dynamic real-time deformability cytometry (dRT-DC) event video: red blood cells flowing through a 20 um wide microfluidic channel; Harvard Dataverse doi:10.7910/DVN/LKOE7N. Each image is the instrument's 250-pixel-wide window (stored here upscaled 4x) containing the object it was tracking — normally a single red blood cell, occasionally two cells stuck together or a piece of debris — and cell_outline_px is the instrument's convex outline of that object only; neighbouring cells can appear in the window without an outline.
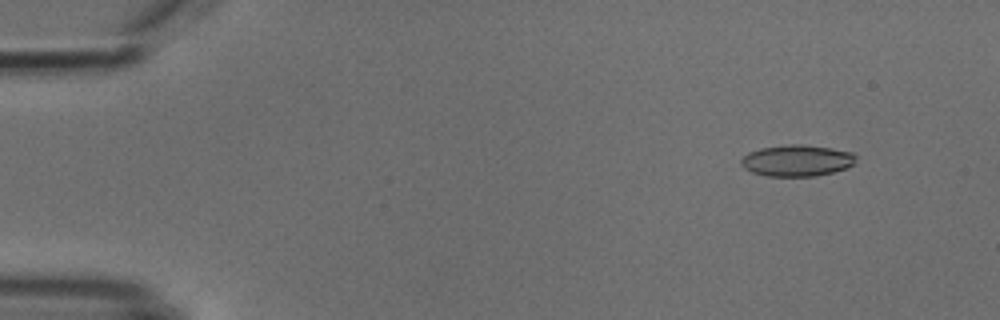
{"species": "common noctule bat (a hibernating species)", "species_latin": "Nyctalus noctula", "temperature_condition": "cold", "stored_images_in_passage": 4, "camera_frame_rate_fps": 3000, "um_per_image_px": 0.085, "animal": {"sex": "male", "body_mass_g": 18.8}, "frame": {"image": 1, "passage_image": 1, "time_ms": 0.0, "image_size_px": [1000, 320], "cell_outline_px": [[856, 156], [852, 164], [844, 168], [832, 172], [816, 176], [768, 176], [752, 172], [744, 168], [740, 164], [740, 160], [748, 152], [760, 148], [792, 144], [804, 144], [832, 148], [852, 152]], "centroid_in_image_um": [67.7, 13.64], "position_along_channel_um": 17.3, "area_um2": 20.92}}
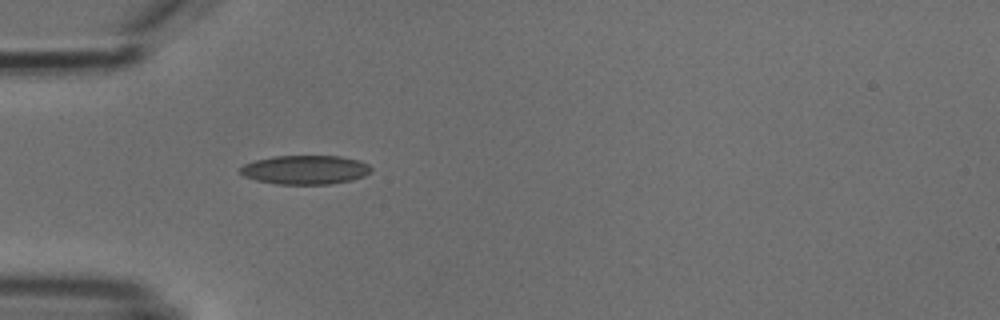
{"frame": {"image": 2, "passage_image": 4, "time_ms": 3.667, "image_size_px": [1000, 320], "cell_outline_px": [[372, 172], [364, 176], [352, 180], [328, 184], [276, 184], [256, 180], [244, 176], [240, 172], [240, 168], [244, 164], [256, 160], [272, 156], [340, 156], [360, 160], [368, 164], [372, 168]], "centroid_in_image_um": [25.97, 14.43], "position_along_channel_um": 59.0, "area_um2": 22.2}}